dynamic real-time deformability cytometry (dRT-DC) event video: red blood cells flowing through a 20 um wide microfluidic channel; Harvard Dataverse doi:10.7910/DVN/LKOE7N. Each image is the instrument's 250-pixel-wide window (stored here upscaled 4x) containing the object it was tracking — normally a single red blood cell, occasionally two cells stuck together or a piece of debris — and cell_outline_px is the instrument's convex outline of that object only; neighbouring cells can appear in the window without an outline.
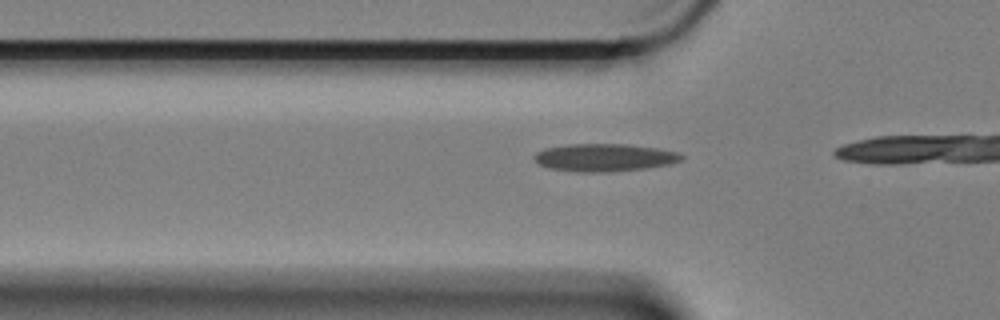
{"species": "Egyptian fruit bat (a non-hibernating species)", "species_latin": "Rousettus aegyptiacus", "temperature_condition": "cold", "stored_images_in_passage": 16, "camera_frame_rate_fps": 3000, "um_per_image_px": 0.085, "animal": {"sex": "female"}, "frame": {"image": 1, "passage_image": 13, "time_ms": 4.0, "image_size_px": [1000, 320], "cell_outline_px": [[684, 156], [680, 160], [668, 164], [644, 168], [612, 172], [580, 172], [548, 168], [540, 164], [532, 156], [536, 152], [544, 148], [568, 144], [628, 144], [656, 148], [676, 152]], "centroid_in_image_um": [51.32, 13.39], "position_along_channel_um": 74.5, "area_um2": 23.64}}